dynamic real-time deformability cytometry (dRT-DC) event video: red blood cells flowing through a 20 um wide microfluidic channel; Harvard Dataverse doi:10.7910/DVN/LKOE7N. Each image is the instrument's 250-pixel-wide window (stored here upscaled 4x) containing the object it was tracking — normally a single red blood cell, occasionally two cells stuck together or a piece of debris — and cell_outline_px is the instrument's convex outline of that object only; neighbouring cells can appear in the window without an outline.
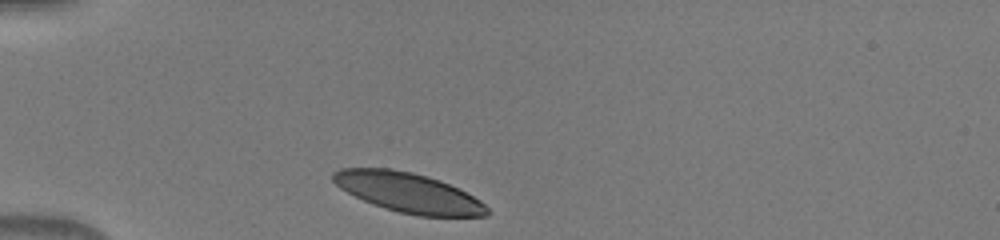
{"species": "human", "species_latin": "Homo sapiens", "temperature_condition": "warm", "stored_images_in_passage": 31, "camera_frame_rate_fps": 3000, "um_per_image_px": 0.085, "donor": {"sex": "male"}, "frame": {"image": 1, "passage_image": 1, "time_ms": 0.0, "image_size_px": [1000, 240], "cell_outline_px": [[488, 216], [416, 216], [384, 208], [372, 204], [340, 188], [332, 180], [332, 172], [340, 168], [388, 168], [412, 172], [440, 180], [480, 200], [488, 208]], "centroid_in_image_um": [34.68, 16.37], "position_along_channel_um": 50.3, "area_um2": 35.32}}
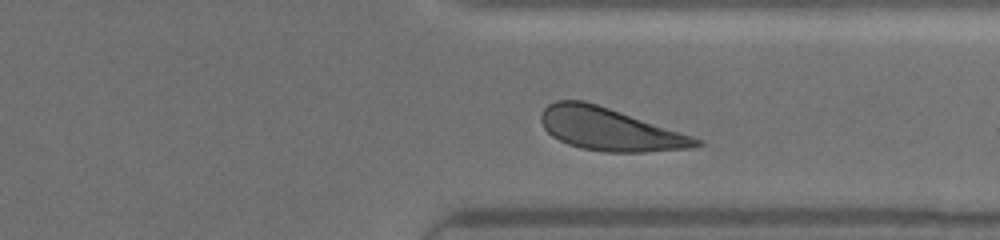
{"frame": {"image": 2, "passage_image": 26, "time_ms": 8.333, "image_size_px": [1000, 240], "cell_outline_px": [[704, 144], [692, 148], [644, 152], [608, 152], [580, 148], [568, 144], [552, 136], [544, 128], [540, 120], [540, 112], [548, 104], [556, 100], [584, 100], [704, 140]], "centroid_in_image_um": [51.79, 10.99], "position_along_channel_um": 359.6, "area_um2": 38.21}}
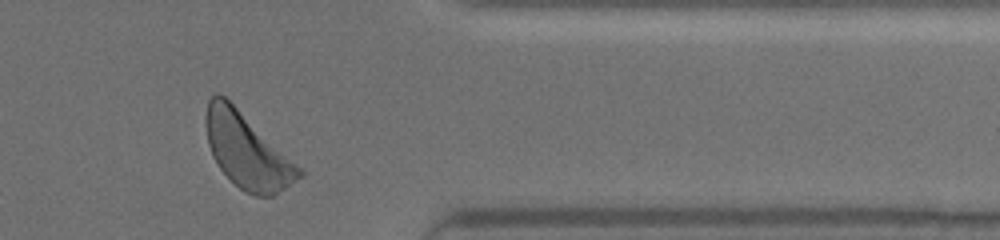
{"frame": {"image": 3, "passage_image": 29, "time_ms": 9.333, "image_size_px": [1000, 240], "cell_outline_px": [[304, 176], [272, 196], [256, 196], [244, 192], [220, 168], [212, 156], [208, 144], [204, 124], [204, 116], [208, 100], [216, 92], [224, 96], [300, 168], [304, 172]], "centroid_in_image_um": [20.95, 12.83], "position_along_channel_um": 390.4, "area_um2": 39.77}}